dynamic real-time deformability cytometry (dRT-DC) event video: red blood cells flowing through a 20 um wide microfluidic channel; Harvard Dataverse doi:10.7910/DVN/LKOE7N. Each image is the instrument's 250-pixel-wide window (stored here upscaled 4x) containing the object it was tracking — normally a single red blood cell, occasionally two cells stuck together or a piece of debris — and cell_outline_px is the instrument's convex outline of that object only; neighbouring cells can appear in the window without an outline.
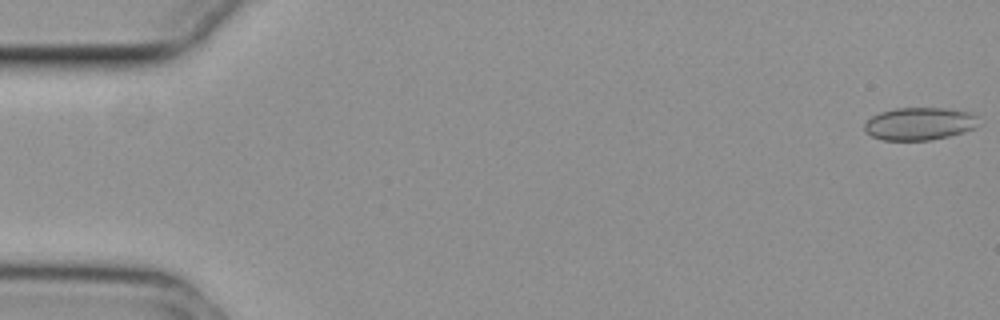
{"species": "common noctule bat (a hibernating species)", "species_latin": "Nyctalus noctula", "temperature_condition": "cold", "stored_images_in_passage": 55, "camera_frame_rate_fps": 3000, "um_per_image_px": 0.085, "animal": {"sex": "female", "body_mass_g": 29.2, "forearm_length_mm": 56.3}, "frame": {"image": 1, "passage_image": 1, "time_ms": 0.0, "image_size_px": [1000, 320], "cell_outline_px": [[976, 128], [964, 132], [948, 136], [928, 140], [884, 140], [872, 136], [864, 132], [864, 124], [872, 116], [880, 112], [896, 108], [948, 108], [972, 112], [976, 116]], "centroid_in_image_um": [78.14, 10.51], "position_along_channel_um": 6.9, "area_um2": 21.73}}
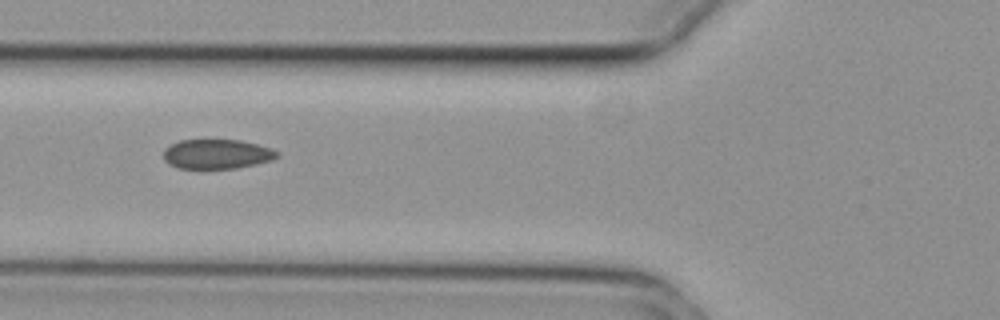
{"frame": {"image": 2, "passage_image": 21, "time_ms": 6.667, "image_size_px": [1000, 320], "cell_outline_px": [[280, 156], [272, 160], [256, 164], [236, 168], [180, 168], [168, 164], [164, 160], [164, 148], [180, 140], [240, 140], [272, 148], [280, 152]], "centroid_in_image_um": [18.46, 13.09], "position_along_channel_um": 107.3, "area_um2": 19.59}}
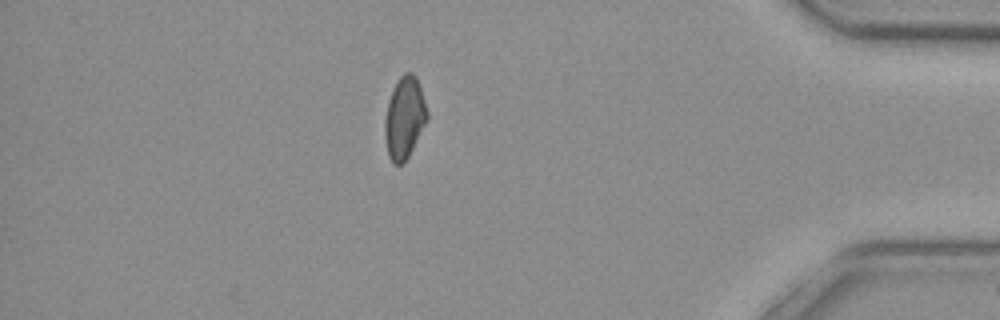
{"frame": {"image": 3, "passage_image": 48, "time_ms": 15.667, "image_size_px": [1000, 320], "cell_outline_px": [[428, 120], [404, 164], [392, 164], [388, 156], [384, 136], [384, 120], [388, 100], [396, 80], [404, 72], [412, 72], [416, 76], [428, 112]], "centroid_in_image_um": [34.36, 10.02], "position_along_channel_um": 400.8, "area_um2": 20.46}}